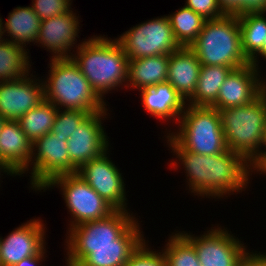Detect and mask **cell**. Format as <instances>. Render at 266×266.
I'll use <instances>...</instances> for the list:
<instances>
[{
	"label": "cell",
	"instance_id": "obj_1",
	"mask_svg": "<svg viewBox=\"0 0 266 266\" xmlns=\"http://www.w3.org/2000/svg\"><path fill=\"white\" fill-rule=\"evenodd\" d=\"M165 137L177 158L169 167L178 170L179 165L183 166L186 186L193 196L221 199L247 189L253 174L252 164L240 153L227 149L216 155H200L183 149L168 133Z\"/></svg>",
	"mask_w": 266,
	"mask_h": 266
},
{
	"label": "cell",
	"instance_id": "obj_2",
	"mask_svg": "<svg viewBox=\"0 0 266 266\" xmlns=\"http://www.w3.org/2000/svg\"><path fill=\"white\" fill-rule=\"evenodd\" d=\"M130 210H115L109 216L78 224L66 230L65 252L73 266L88 254L89 247L139 246L145 239L140 221Z\"/></svg>",
	"mask_w": 266,
	"mask_h": 266
},
{
	"label": "cell",
	"instance_id": "obj_3",
	"mask_svg": "<svg viewBox=\"0 0 266 266\" xmlns=\"http://www.w3.org/2000/svg\"><path fill=\"white\" fill-rule=\"evenodd\" d=\"M75 52L70 58L103 101L109 91L127 89L129 59L116 38L94 35Z\"/></svg>",
	"mask_w": 266,
	"mask_h": 266
},
{
	"label": "cell",
	"instance_id": "obj_4",
	"mask_svg": "<svg viewBox=\"0 0 266 266\" xmlns=\"http://www.w3.org/2000/svg\"><path fill=\"white\" fill-rule=\"evenodd\" d=\"M47 78H43L44 100L58 109L88 113L108 109L71 58L51 59Z\"/></svg>",
	"mask_w": 266,
	"mask_h": 266
},
{
	"label": "cell",
	"instance_id": "obj_5",
	"mask_svg": "<svg viewBox=\"0 0 266 266\" xmlns=\"http://www.w3.org/2000/svg\"><path fill=\"white\" fill-rule=\"evenodd\" d=\"M227 149L253 164L264 149L266 98L261 93L251 103L218 110Z\"/></svg>",
	"mask_w": 266,
	"mask_h": 266
},
{
	"label": "cell",
	"instance_id": "obj_6",
	"mask_svg": "<svg viewBox=\"0 0 266 266\" xmlns=\"http://www.w3.org/2000/svg\"><path fill=\"white\" fill-rule=\"evenodd\" d=\"M201 65L240 68L251 63L243 53L238 17L224 15L206 20L189 46Z\"/></svg>",
	"mask_w": 266,
	"mask_h": 266
},
{
	"label": "cell",
	"instance_id": "obj_7",
	"mask_svg": "<svg viewBox=\"0 0 266 266\" xmlns=\"http://www.w3.org/2000/svg\"><path fill=\"white\" fill-rule=\"evenodd\" d=\"M178 130L167 132L183 149L200 155L227 150L219 111L213 107L186 105ZM172 132V133H171Z\"/></svg>",
	"mask_w": 266,
	"mask_h": 266
},
{
	"label": "cell",
	"instance_id": "obj_8",
	"mask_svg": "<svg viewBox=\"0 0 266 266\" xmlns=\"http://www.w3.org/2000/svg\"><path fill=\"white\" fill-rule=\"evenodd\" d=\"M60 188L71 215L69 228L78 224L103 219L116 209L102 198L77 173L59 175L51 179L41 190Z\"/></svg>",
	"mask_w": 266,
	"mask_h": 266
},
{
	"label": "cell",
	"instance_id": "obj_9",
	"mask_svg": "<svg viewBox=\"0 0 266 266\" xmlns=\"http://www.w3.org/2000/svg\"><path fill=\"white\" fill-rule=\"evenodd\" d=\"M116 39L129 60L171 54L181 47L166 15L137 24Z\"/></svg>",
	"mask_w": 266,
	"mask_h": 266
},
{
	"label": "cell",
	"instance_id": "obj_10",
	"mask_svg": "<svg viewBox=\"0 0 266 266\" xmlns=\"http://www.w3.org/2000/svg\"><path fill=\"white\" fill-rule=\"evenodd\" d=\"M32 168V169H30ZM30 184L35 192L41 189L54 177L72 174V162L68 154L67 141L49 132L33 143L30 167L26 170Z\"/></svg>",
	"mask_w": 266,
	"mask_h": 266
},
{
	"label": "cell",
	"instance_id": "obj_11",
	"mask_svg": "<svg viewBox=\"0 0 266 266\" xmlns=\"http://www.w3.org/2000/svg\"><path fill=\"white\" fill-rule=\"evenodd\" d=\"M226 229L217 224L199 236L181 233L193 244L201 266H237L248 252L247 246Z\"/></svg>",
	"mask_w": 266,
	"mask_h": 266
},
{
	"label": "cell",
	"instance_id": "obj_12",
	"mask_svg": "<svg viewBox=\"0 0 266 266\" xmlns=\"http://www.w3.org/2000/svg\"><path fill=\"white\" fill-rule=\"evenodd\" d=\"M108 110L90 114L68 138L67 147L72 162V174L77 173L85 163L109 150V137L102 123L109 116Z\"/></svg>",
	"mask_w": 266,
	"mask_h": 266
},
{
	"label": "cell",
	"instance_id": "obj_13",
	"mask_svg": "<svg viewBox=\"0 0 266 266\" xmlns=\"http://www.w3.org/2000/svg\"><path fill=\"white\" fill-rule=\"evenodd\" d=\"M109 151L85 163L77 174L116 210L128 211L126 184L120 169L109 158Z\"/></svg>",
	"mask_w": 266,
	"mask_h": 266
},
{
	"label": "cell",
	"instance_id": "obj_14",
	"mask_svg": "<svg viewBox=\"0 0 266 266\" xmlns=\"http://www.w3.org/2000/svg\"><path fill=\"white\" fill-rule=\"evenodd\" d=\"M39 78L32 72L20 79L0 82V116L5 120L18 121L43 102L44 84Z\"/></svg>",
	"mask_w": 266,
	"mask_h": 266
},
{
	"label": "cell",
	"instance_id": "obj_15",
	"mask_svg": "<svg viewBox=\"0 0 266 266\" xmlns=\"http://www.w3.org/2000/svg\"><path fill=\"white\" fill-rule=\"evenodd\" d=\"M45 225L39 217L33 218L13 229L4 239L0 237V266H14L40 254L47 245Z\"/></svg>",
	"mask_w": 266,
	"mask_h": 266
},
{
	"label": "cell",
	"instance_id": "obj_16",
	"mask_svg": "<svg viewBox=\"0 0 266 266\" xmlns=\"http://www.w3.org/2000/svg\"><path fill=\"white\" fill-rule=\"evenodd\" d=\"M72 10L73 8L40 22L36 45L39 44L40 47L45 48L44 50L51 52V59L70 58L74 45L76 46L74 49H77L82 44V42L77 44L80 33L79 14L77 16V13Z\"/></svg>",
	"mask_w": 266,
	"mask_h": 266
},
{
	"label": "cell",
	"instance_id": "obj_17",
	"mask_svg": "<svg viewBox=\"0 0 266 266\" xmlns=\"http://www.w3.org/2000/svg\"><path fill=\"white\" fill-rule=\"evenodd\" d=\"M259 69L251 63L232 69L220 87L216 102L211 107L220 110L243 106L255 100L262 93L263 77Z\"/></svg>",
	"mask_w": 266,
	"mask_h": 266
},
{
	"label": "cell",
	"instance_id": "obj_18",
	"mask_svg": "<svg viewBox=\"0 0 266 266\" xmlns=\"http://www.w3.org/2000/svg\"><path fill=\"white\" fill-rule=\"evenodd\" d=\"M33 143L21 129L18 121L6 120L0 130V163L14 176L27 174Z\"/></svg>",
	"mask_w": 266,
	"mask_h": 266
},
{
	"label": "cell",
	"instance_id": "obj_19",
	"mask_svg": "<svg viewBox=\"0 0 266 266\" xmlns=\"http://www.w3.org/2000/svg\"><path fill=\"white\" fill-rule=\"evenodd\" d=\"M141 92L143 108L156 119L168 121L174 120L172 124L178 123L182 112L185 110L187 102L170 85L169 82L158 83L146 86L138 90Z\"/></svg>",
	"mask_w": 266,
	"mask_h": 266
},
{
	"label": "cell",
	"instance_id": "obj_20",
	"mask_svg": "<svg viewBox=\"0 0 266 266\" xmlns=\"http://www.w3.org/2000/svg\"><path fill=\"white\" fill-rule=\"evenodd\" d=\"M201 63L190 47L181 46L170 54L167 82L187 102L195 93Z\"/></svg>",
	"mask_w": 266,
	"mask_h": 266
},
{
	"label": "cell",
	"instance_id": "obj_21",
	"mask_svg": "<svg viewBox=\"0 0 266 266\" xmlns=\"http://www.w3.org/2000/svg\"><path fill=\"white\" fill-rule=\"evenodd\" d=\"M2 25L3 40L11 41L26 49V45L36 43L39 36L40 18L33 11L31 6L16 7L9 13L7 20L3 21L0 17ZM3 21V22H2ZM10 37V39H9ZM27 43V44H26Z\"/></svg>",
	"mask_w": 266,
	"mask_h": 266
},
{
	"label": "cell",
	"instance_id": "obj_22",
	"mask_svg": "<svg viewBox=\"0 0 266 266\" xmlns=\"http://www.w3.org/2000/svg\"><path fill=\"white\" fill-rule=\"evenodd\" d=\"M170 54L129 60L127 89L141 90L167 81Z\"/></svg>",
	"mask_w": 266,
	"mask_h": 266
},
{
	"label": "cell",
	"instance_id": "obj_23",
	"mask_svg": "<svg viewBox=\"0 0 266 266\" xmlns=\"http://www.w3.org/2000/svg\"><path fill=\"white\" fill-rule=\"evenodd\" d=\"M231 70L232 68L227 66L201 65L196 91L187 104L211 107L216 102L220 87Z\"/></svg>",
	"mask_w": 266,
	"mask_h": 266
},
{
	"label": "cell",
	"instance_id": "obj_24",
	"mask_svg": "<svg viewBox=\"0 0 266 266\" xmlns=\"http://www.w3.org/2000/svg\"><path fill=\"white\" fill-rule=\"evenodd\" d=\"M265 12L238 15L242 50L251 62L262 51L266 38ZM265 16V17H264Z\"/></svg>",
	"mask_w": 266,
	"mask_h": 266
},
{
	"label": "cell",
	"instance_id": "obj_25",
	"mask_svg": "<svg viewBox=\"0 0 266 266\" xmlns=\"http://www.w3.org/2000/svg\"><path fill=\"white\" fill-rule=\"evenodd\" d=\"M27 50L11 41L0 42V82L20 79L31 72Z\"/></svg>",
	"mask_w": 266,
	"mask_h": 266
},
{
	"label": "cell",
	"instance_id": "obj_26",
	"mask_svg": "<svg viewBox=\"0 0 266 266\" xmlns=\"http://www.w3.org/2000/svg\"><path fill=\"white\" fill-rule=\"evenodd\" d=\"M58 108L46 100L22 115L18 122L28 139L34 143L40 137L51 132Z\"/></svg>",
	"mask_w": 266,
	"mask_h": 266
},
{
	"label": "cell",
	"instance_id": "obj_27",
	"mask_svg": "<svg viewBox=\"0 0 266 266\" xmlns=\"http://www.w3.org/2000/svg\"><path fill=\"white\" fill-rule=\"evenodd\" d=\"M167 16L177 43L185 47H189L196 40L206 21L185 5Z\"/></svg>",
	"mask_w": 266,
	"mask_h": 266
},
{
	"label": "cell",
	"instance_id": "obj_28",
	"mask_svg": "<svg viewBox=\"0 0 266 266\" xmlns=\"http://www.w3.org/2000/svg\"><path fill=\"white\" fill-rule=\"evenodd\" d=\"M169 236L164 249L161 250L167 266H201L193 244L181 231Z\"/></svg>",
	"mask_w": 266,
	"mask_h": 266
},
{
	"label": "cell",
	"instance_id": "obj_29",
	"mask_svg": "<svg viewBox=\"0 0 266 266\" xmlns=\"http://www.w3.org/2000/svg\"><path fill=\"white\" fill-rule=\"evenodd\" d=\"M138 247H89V254L77 266H124Z\"/></svg>",
	"mask_w": 266,
	"mask_h": 266
},
{
	"label": "cell",
	"instance_id": "obj_30",
	"mask_svg": "<svg viewBox=\"0 0 266 266\" xmlns=\"http://www.w3.org/2000/svg\"><path fill=\"white\" fill-rule=\"evenodd\" d=\"M92 113L80 110L58 109L51 133L67 141L75 129Z\"/></svg>",
	"mask_w": 266,
	"mask_h": 266
},
{
	"label": "cell",
	"instance_id": "obj_31",
	"mask_svg": "<svg viewBox=\"0 0 266 266\" xmlns=\"http://www.w3.org/2000/svg\"><path fill=\"white\" fill-rule=\"evenodd\" d=\"M144 240L139 247L131 254L124 266H167L166 259L161 250L153 251Z\"/></svg>",
	"mask_w": 266,
	"mask_h": 266
},
{
	"label": "cell",
	"instance_id": "obj_32",
	"mask_svg": "<svg viewBox=\"0 0 266 266\" xmlns=\"http://www.w3.org/2000/svg\"><path fill=\"white\" fill-rule=\"evenodd\" d=\"M71 4V0H33L31 7L43 21L68 12Z\"/></svg>",
	"mask_w": 266,
	"mask_h": 266
},
{
	"label": "cell",
	"instance_id": "obj_33",
	"mask_svg": "<svg viewBox=\"0 0 266 266\" xmlns=\"http://www.w3.org/2000/svg\"><path fill=\"white\" fill-rule=\"evenodd\" d=\"M185 6L191 8L205 20H213L225 15L217 0H186Z\"/></svg>",
	"mask_w": 266,
	"mask_h": 266
},
{
	"label": "cell",
	"instance_id": "obj_34",
	"mask_svg": "<svg viewBox=\"0 0 266 266\" xmlns=\"http://www.w3.org/2000/svg\"><path fill=\"white\" fill-rule=\"evenodd\" d=\"M255 252V253H254ZM248 251L237 266H266V252Z\"/></svg>",
	"mask_w": 266,
	"mask_h": 266
},
{
	"label": "cell",
	"instance_id": "obj_35",
	"mask_svg": "<svg viewBox=\"0 0 266 266\" xmlns=\"http://www.w3.org/2000/svg\"><path fill=\"white\" fill-rule=\"evenodd\" d=\"M258 12L266 13V0H240V15Z\"/></svg>",
	"mask_w": 266,
	"mask_h": 266
},
{
	"label": "cell",
	"instance_id": "obj_36",
	"mask_svg": "<svg viewBox=\"0 0 266 266\" xmlns=\"http://www.w3.org/2000/svg\"><path fill=\"white\" fill-rule=\"evenodd\" d=\"M226 15H240V0H217Z\"/></svg>",
	"mask_w": 266,
	"mask_h": 266
},
{
	"label": "cell",
	"instance_id": "obj_37",
	"mask_svg": "<svg viewBox=\"0 0 266 266\" xmlns=\"http://www.w3.org/2000/svg\"><path fill=\"white\" fill-rule=\"evenodd\" d=\"M46 250L47 249L45 248L40 254L25 258L21 262H18L14 266H39V265H42V262L47 257V256H45V254L47 252Z\"/></svg>",
	"mask_w": 266,
	"mask_h": 266
},
{
	"label": "cell",
	"instance_id": "obj_38",
	"mask_svg": "<svg viewBox=\"0 0 266 266\" xmlns=\"http://www.w3.org/2000/svg\"><path fill=\"white\" fill-rule=\"evenodd\" d=\"M259 158L252 164V171L256 174L260 173L266 167V148Z\"/></svg>",
	"mask_w": 266,
	"mask_h": 266
},
{
	"label": "cell",
	"instance_id": "obj_39",
	"mask_svg": "<svg viewBox=\"0 0 266 266\" xmlns=\"http://www.w3.org/2000/svg\"><path fill=\"white\" fill-rule=\"evenodd\" d=\"M259 56H261L264 60L266 59V38L264 40V43H263V48H262V51L257 55V57H255L252 61H251V64L259 67Z\"/></svg>",
	"mask_w": 266,
	"mask_h": 266
},
{
	"label": "cell",
	"instance_id": "obj_40",
	"mask_svg": "<svg viewBox=\"0 0 266 266\" xmlns=\"http://www.w3.org/2000/svg\"><path fill=\"white\" fill-rule=\"evenodd\" d=\"M1 172L8 175V176L10 175V176L15 177L4 165H2L0 163V175L2 176L3 174H1ZM1 176H0V178H1Z\"/></svg>",
	"mask_w": 266,
	"mask_h": 266
},
{
	"label": "cell",
	"instance_id": "obj_41",
	"mask_svg": "<svg viewBox=\"0 0 266 266\" xmlns=\"http://www.w3.org/2000/svg\"><path fill=\"white\" fill-rule=\"evenodd\" d=\"M262 94L266 98V80L264 78L262 79Z\"/></svg>",
	"mask_w": 266,
	"mask_h": 266
},
{
	"label": "cell",
	"instance_id": "obj_42",
	"mask_svg": "<svg viewBox=\"0 0 266 266\" xmlns=\"http://www.w3.org/2000/svg\"><path fill=\"white\" fill-rule=\"evenodd\" d=\"M263 144H264V147L266 148V123H265V128H264Z\"/></svg>",
	"mask_w": 266,
	"mask_h": 266
},
{
	"label": "cell",
	"instance_id": "obj_43",
	"mask_svg": "<svg viewBox=\"0 0 266 266\" xmlns=\"http://www.w3.org/2000/svg\"><path fill=\"white\" fill-rule=\"evenodd\" d=\"M5 121L6 120L4 119V117L3 116H0V130H1L2 125L4 124Z\"/></svg>",
	"mask_w": 266,
	"mask_h": 266
},
{
	"label": "cell",
	"instance_id": "obj_44",
	"mask_svg": "<svg viewBox=\"0 0 266 266\" xmlns=\"http://www.w3.org/2000/svg\"><path fill=\"white\" fill-rule=\"evenodd\" d=\"M1 22V20H0ZM3 40V34H2V25L0 23V42Z\"/></svg>",
	"mask_w": 266,
	"mask_h": 266
},
{
	"label": "cell",
	"instance_id": "obj_45",
	"mask_svg": "<svg viewBox=\"0 0 266 266\" xmlns=\"http://www.w3.org/2000/svg\"><path fill=\"white\" fill-rule=\"evenodd\" d=\"M66 259V266H73L70 262H69V260L67 259V258H65Z\"/></svg>",
	"mask_w": 266,
	"mask_h": 266
},
{
	"label": "cell",
	"instance_id": "obj_46",
	"mask_svg": "<svg viewBox=\"0 0 266 266\" xmlns=\"http://www.w3.org/2000/svg\"><path fill=\"white\" fill-rule=\"evenodd\" d=\"M260 175L262 174H265L266 175V167L259 173Z\"/></svg>",
	"mask_w": 266,
	"mask_h": 266
}]
</instances>
